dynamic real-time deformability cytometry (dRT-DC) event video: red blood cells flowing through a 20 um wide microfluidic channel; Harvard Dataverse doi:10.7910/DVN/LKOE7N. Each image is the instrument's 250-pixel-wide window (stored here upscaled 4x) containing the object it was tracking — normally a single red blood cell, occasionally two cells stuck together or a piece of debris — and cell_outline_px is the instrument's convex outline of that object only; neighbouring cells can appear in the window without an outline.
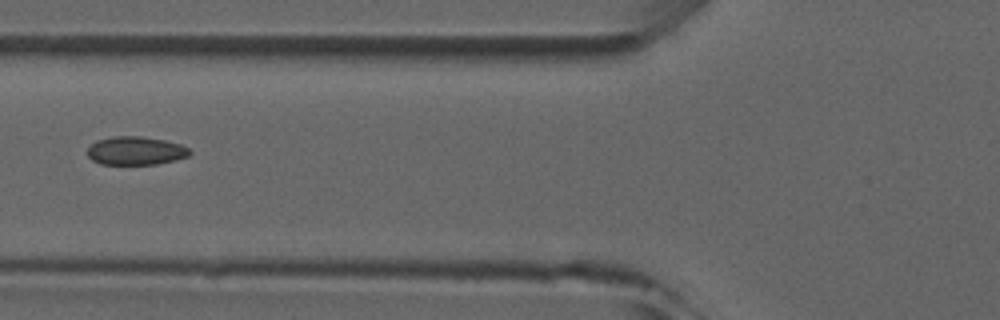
{"species": "common noctule bat (a hibernating species)", "species_latin": "Nyctalus noctula", "temperature_condition": "room temperature", "stored_images_in_passage": 2, "camera_frame_rate_fps": 3000, "um_per_image_px": 0.085, "animal": {"sex": "male", "forearm_length_mm": 52.5}, "frame": {"image": 1, "passage_image": 2, "time_ms": 1.333, "image_size_px": [1000, 320], "cell_outline_px": [[192, 152], [188, 156], [156, 164], [100, 164], [92, 160], [88, 156], [88, 148], [96, 140], [112, 136], [140, 136], [164, 140], [180, 144], [188, 148]], "centroid_in_image_um": [11.51, 12.81], "position_along_channel_um": 114.3, "area_um2": 16.82}}